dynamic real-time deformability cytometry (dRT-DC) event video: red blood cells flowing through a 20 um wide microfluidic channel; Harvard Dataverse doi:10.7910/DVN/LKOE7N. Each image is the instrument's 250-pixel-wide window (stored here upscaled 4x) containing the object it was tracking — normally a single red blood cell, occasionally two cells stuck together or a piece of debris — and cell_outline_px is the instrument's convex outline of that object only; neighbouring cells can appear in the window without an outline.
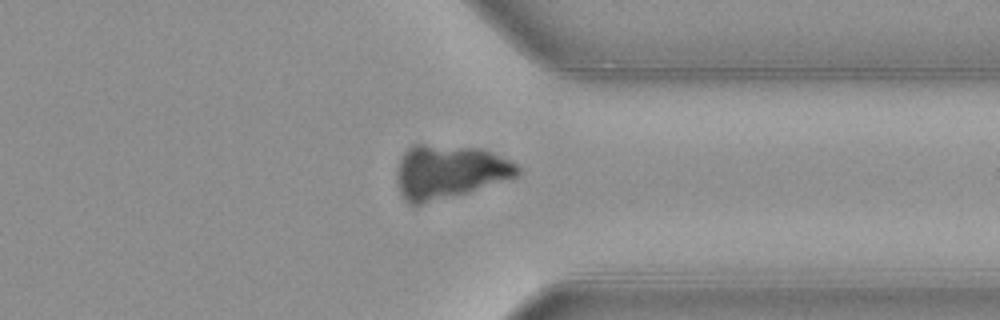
{"species": "common noctule bat (a hibernating species)", "species_latin": "Nyctalus noctula", "temperature_condition": "warm", "stored_images_in_passage": 41, "camera_frame_rate_fps": 3000, "um_per_image_px": 0.085, "animal": {"sex": "female", "body_mass_g": 21.9}, "frame": {"image": 1, "passage_image": 29, "time_ms": 9.333, "image_size_px": [1000, 320], "cell_outline_px": [[520, 176], [468, 192], [420, 204], [408, 204], [404, 200], [400, 192], [396, 180], [396, 168], [400, 156], [412, 144], [424, 144], [480, 148], [508, 160], [516, 164], [520, 168]], "centroid_in_image_um": [38.14, 14.59], "position_along_channel_um": 373.3, "area_um2": 37.8}}
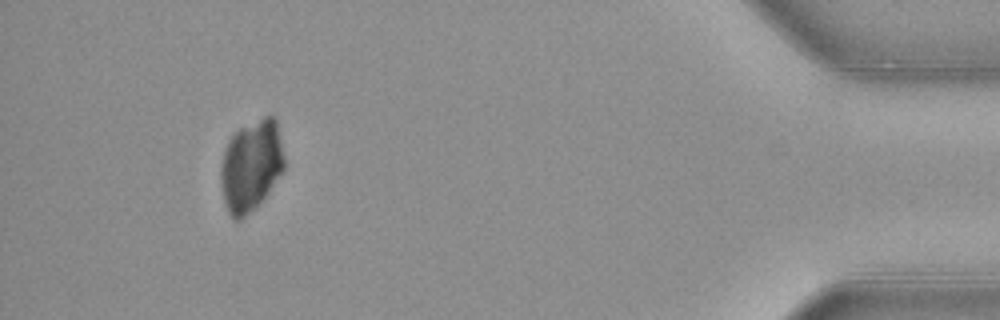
{"frame": {"image": 2, "passage_image": 37, "time_ms": 12.0, "image_size_px": [1000, 320], "cell_outline_px": [[284, 168], [268, 192], [256, 208], [240, 220], [232, 220], [224, 204], [220, 184], [220, 164], [228, 140], [240, 128], [264, 116], [272, 116], [276, 120], [284, 156]], "centroid_in_image_um": [21.31, 14.12], "position_along_channel_um": 413.9, "area_um2": 33.81}}